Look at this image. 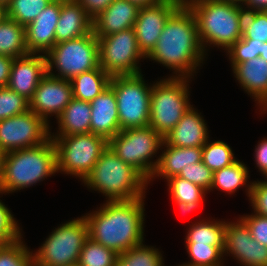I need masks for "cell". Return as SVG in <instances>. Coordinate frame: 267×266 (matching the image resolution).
<instances>
[{
  "label": "cell",
  "mask_w": 267,
  "mask_h": 266,
  "mask_svg": "<svg viewBox=\"0 0 267 266\" xmlns=\"http://www.w3.org/2000/svg\"><path fill=\"white\" fill-rule=\"evenodd\" d=\"M110 80L111 76L100 66L91 71L76 75L70 80L73 98L91 102L110 85Z\"/></svg>",
  "instance_id": "cell-26"
},
{
  "label": "cell",
  "mask_w": 267,
  "mask_h": 266,
  "mask_svg": "<svg viewBox=\"0 0 267 266\" xmlns=\"http://www.w3.org/2000/svg\"><path fill=\"white\" fill-rule=\"evenodd\" d=\"M60 12L61 0H53L25 27L26 48L29 53L47 54L53 48Z\"/></svg>",
  "instance_id": "cell-17"
},
{
  "label": "cell",
  "mask_w": 267,
  "mask_h": 266,
  "mask_svg": "<svg viewBox=\"0 0 267 266\" xmlns=\"http://www.w3.org/2000/svg\"><path fill=\"white\" fill-rule=\"evenodd\" d=\"M83 181L93 190L105 194L107 201L142 198L149 182L139 170L121 160L108 146Z\"/></svg>",
  "instance_id": "cell-3"
},
{
  "label": "cell",
  "mask_w": 267,
  "mask_h": 266,
  "mask_svg": "<svg viewBox=\"0 0 267 266\" xmlns=\"http://www.w3.org/2000/svg\"><path fill=\"white\" fill-rule=\"evenodd\" d=\"M214 1H224V2H235V3H240L242 2L243 0H214Z\"/></svg>",
  "instance_id": "cell-55"
},
{
  "label": "cell",
  "mask_w": 267,
  "mask_h": 266,
  "mask_svg": "<svg viewBox=\"0 0 267 266\" xmlns=\"http://www.w3.org/2000/svg\"><path fill=\"white\" fill-rule=\"evenodd\" d=\"M93 32V18L76 0H61V12L56 25V43L80 38Z\"/></svg>",
  "instance_id": "cell-21"
},
{
  "label": "cell",
  "mask_w": 267,
  "mask_h": 266,
  "mask_svg": "<svg viewBox=\"0 0 267 266\" xmlns=\"http://www.w3.org/2000/svg\"><path fill=\"white\" fill-rule=\"evenodd\" d=\"M191 262L183 266H222L224 246L186 244Z\"/></svg>",
  "instance_id": "cell-35"
},
{
  "label": "cell",
  "mask_w": 267,
  "mask_h": 266,
  "mask_svg": "<svg viewBox=\"0 0 267 266\" xmlns=\"http://www.w3.org/2000/svg\"><path fill=\"white\" fill-rule=\"evenodd\" d=\"M139 9L128 0H113L104 11L93 18L95 36L105 37L134 28Z\"/></svg>",
  "instance_id": "cell-20"
},
{
  "label": "cell",
  "mask_w": 267,
  "mask_h": 266,
  "mask_svg": "<svg viewBox=\"0 0 267 266\" xmlns=\"http://www.w3.org/2000/svg\"><path fill=\"white\" fill-rule=\"evenodd\" d=\"M99 41V65L111 77L140 74L137 60L146 58L138 47L134 28H129Z\"/></svg>",
  "instance_id": "cell-12"
},
{
  "label": "cell",
  "mask_w": 267,
  "mask_h": 266,
  "mask_svg": "<svg viewBox=\"0 0 267 266\" xmlns=\"http://www.w3.org/2000/svg\"><path fill=\"white\" fill-rule=\"evenodd\" d=\"M164 142L176 147H203L208 141L204 119L190 107L177 125L163 138Z\"/></svg>",
  "instance_id": "cell-22"
},
{
  "label": "cell",
  "mask_w": 267,
  "mask_h": 266,
  "mask_svg": "<svg viewBox=\"0 0 267 266\" xmlns=\"http://www.w3.org/2000/svg\"><path fill=\"white\" fill-rule=\"evenodd\" d=\"M204 52L194 14L188 6H180L167 20L153 50L146 56L189 78L203 61ZM194 69V70H193ZM182 73V74H181Z\"/></svg>",
  "instance_id": "cell-2"
},
{
  "label": "cell",
  "mask_w": 267,
  "mask_h": 266,
  "mask_svg": "<svg viewBox=\"0 0 267 266\" xmlns=\"http://www.w3.org/2000/svg\"><path fill=\"white\" fill-rule=\"evenodd\" d=\"M237 222L226 223L223 253H231L245 266H267V247L252 238L242 219Z\"/></svg>",
  "instance_id": "cell-16"
},
{
  "label": "cell",
  "mask_w": 267,
  "mask_h": 266,
  "mask_svg": "<svg viewBox=\"0 0 267 266\" xmlns=\"http://www.w3.org/2000/svg\"><path fill=\"white\" fill-rule=\"evenodd\" d=\"M242 27L243 39L267 42V11H246Z\"/></svg>",
  "instance_id": "cell-37"
},
{
  "label": "cell",
  "mask_w": 267,
  "mask_h": 266,
  "mask_svg": "<svg viewBox=\"0 0 267 266\" xmlns=\"http://www.w3.org/2000/svg\"><path fill=\"white\" fill-rule=\"evenodd\" d=\"M57 119L60 130L57 135L90 133V102L73 98Z\"/></svg>",
  "instance_id": "cell-25"
},
{
  "label": "cell",
  "mask_w": 267,
  "mask_h": 266,
  "mask_svg": "<svg viewBox=\"0 0 267 266\" xmlns=\"http://www.w3.org/2000/svg\"><path fill=\"white\" fill-rule=\"evenodd\" d=\"M203 221L189 228L186 244L224 246L226 222Z\"/></svg>",
  "instance_id": "cell-28"
},
{
  "label": "cell",
  "mask_w": 267,
  "mask_h": 266,
  "mask_svg": "<svg viewBox=\"0 0 267 266\" xmlns=\"http://www.w3.org/2000/svg\"><path fill=\"white\" fill-rule=\"evenodd\" d=\"M248 177L246 165L237 160L213 173L211 189L218 187L226 192L234 193L246 184Z\"/></svg>",
  "instance_id": "cell-29"
},
{
  "label": "cell",
  "mask_w": 267,
  "mask_h": 266,
  "mask_svg": "<svg viewBox=\"0 0 267 266\" xmlns=\"http://www.w3.org/2000/svg\"><path fill=\"white\" fill-rule=\"evenodd\" d=\"M248 187V196L250 197L254 212L267 217V181L253 182Z\"/></svg>",
  "instance_id": "cell-42"
},
{
  "label": "cell",
  "mask_w": 267,
  "mask_h": 266,
  "mask_svg": "<svg viewBox=\"0 0 267 266\" xmlns=\"http://www.w3.org/2000/svg\"><path fill=\"white\" fill-rule=\"evenodd\" d=\"M28 110V99L12 91L8 86L0 87V121Z\"/></svg>",
  "instance_id": "cell-38"
},
{
  "label": "cell",
  "mask_w": 267,
  "mask_h": 266,
  "mask_svg": "<svg viewBox=\"0 0 267 266\" xmlns=\"http://www.w3.org/2000/svg\"><path fill=\"white\" fill-rule=\"evenodd\" d=\"M45 56L48 74L71 80L76 75L100 66L99 41L94 32H91L80 38L55 43ZM53 65L60 75L51 72Z\"/></svg>",
  "instance_id": "cell-8"
},
{
  "label": "cell",
  "mask_w": 267,
  "mask_h": 266,
  "mask_svg": "<svg viewBox=\"0 0 267 266\" xmlns=\"http://www.w3.org/2000/svg\"><path fill=\"white\" fill-rule=\"evenodd\" d=\"M128 1L136 5L138 8H144V7L152 6L160 2L161 0H128Z\"/></svg>",
  "instance_id": "cell-49"
},
{
  "label": "cell",
  "mask_w": 267,
  "mask_h": 266,
  "mask_svg": "<svg viewBox=\"0 0 267 266\" xmlns=\"http://www.w3.org/2000/svg\"><path fill=\"white\" fill-rule=\"evenodd\" d=\"M143 75L112 76L120 130L149 126L150 96L152 87L144 83Z\"/></svg>",
  "instance_id": "cell-11"
},
{
  "label": "cell",
  "mask_w": 267,
  "mask_h": 266,
  "mask_svg": "<svg viewBox=\"0 0 267 266\" xmlns=\"http://www.w3.org/2000/svg\"><path fill=\"white\" fill-rule=\"evenodd\" d=\"M92 17L104 11L113 0H76Z\"/></svg>",
  "instance_id": "cell-44"
},
{
  "label": "cell",
  "mask_w": 267,
  "mask_h": 266,
  "mask_svg": "<svg viewBox=\"0 0 267 266\" xmlns=\"http://www.w3.org/2000/svg\"><path fill=\"white\" fill-rule=\"evenodd\" d=\"M53 0H11L5 9L6 17L27 26L34 21L38 14Z\"/></svg>",
  "instance_id": "cell-32"
},
{
  "label": "cell",
  "mask_w": 267,
  "mask_h": 266,
  "mask_svg": "<svg viewBox=\"0 0 267 266\" xmlns=\"http://www.w3.org/2000/svg\"><path fill=\"white\" fill-rule=\"evenodd\" d=\"M186 78L170 77L152 86L149 126L163 138L191 107Z\"/></svg>",
  "instance_id": "cell-6"
},
{
  "label": "cell",
  "mask_w": 267,
  "mask_h": 266,
  "mask_svg": "<svg viewBox=\"0 0 267 266\" xmlns=\"http://www.w3.org/2000/svg\"><path fill=\"white\" fill-rule=\"evenodd\" d=\"M11 3V0H0V5L6 9Z\"/></svg>",
  "instance_id": "cell-53"
},
{
  "label": "cell",
  "mask_w": 267,
  "mask_h": 266,
  "mask_svg": "<svg viewBox=\"0 0 267 266\" xmlns=\"http://www.w3.org/2000/svg\"><path fill=\"white\" fill-rule=\"evenodd\" d=\"M57 171L56 149L51 138L34 147L6 152L0 191L10 193L30 187Z\"/></svg>",
  "instance_id": "cell-5"
},
{
  "label": "cell",
  "mask_w": 267,
  "mask_h": 266,
  "mask_svg": "<svg viewBox=\"0 0 267 266\" xmlns=\"http://www.w3.org/2000/svg\"><path fill=\"white\" fill-rule=\"evenodd\" d=\"M259 57L267 61V42H264V49L263 52L259 55Z\"/></svg>",
  "instance_id": "cell-52"
},
{
  "label": "cell",
  "mask_w": 267,
  "mask_h": 266,
  "mask_svg": "<svg viewBox=\"0 0 267 266\" xmlns=\"http://www.w3.org/2000/svg\"><path fill=\"white\" fill-rule=\"evenodd\" d=\"M169 182V190L174 202H185L193 205V202H203L205 189L184 178L174 176L167 180Z\"/></svg>",
  "instance_id": "cell-34"
},
{
  "label": "cell",
  "mask_w": 267,
  "mask_h": 266,
  "mask_svg": "<svg viewBox=\"0 0 267 266\" xmlns=\"http://www.w3.org/2000/svg\"><path fill=\"white\" fill-rule=\"evenodd\" d=\"M0 266H35L34 256L21 242L0 245Z\"/></svg>",
  "instance_id": "cell-36"
},
{
  "label": "cell",
  "mask_w": 267,
  "mask_h": 266,
  "mask_svg": "<svg viewBox=\"0 0 267 266\" xmlns=\"http://www.w3.org/2000/svg\"><path fill=\"white\" fill-rule=\"evenodd\" d=\"M20 238L21 233L17 222L9 209L0 201V245L13 243Z\"/></svg>",
  "instance_id": "cell-40"
},
{
  "label": "cell",
  "mask_w": 267,
  "mask_h": 266,
  "mask_svg": "<svg viewBox=\"0 0 267 266\" xmlns=\"http://www.w3.org/2000/svg\"><path fill=\"white\" fill-rule=\"evenodd\" d=\"M118 254L88 238L80 252L77 266H116Z\"/></svg>",
  "instance_id": "cell-30"
},
{
  "label": "cell",
  "mask_w": 267,
  "mask_h": 266,
  "mask_svg": "<svg viewBox=\"0 0 267 266\" xmlns=\"http://www.w3.org/2000/svg\"><path fill=\"white\" fill-rule=\"evenodd\" d=\"M72 99L73 92L70 80L46 73L40 79L39 85L29 100V110L48 123V115L54 113L58 117Z\"/></svg>",
  "instance_id": "cell-14"
},
{
  "label": "cell",
  "mask_w": 267,
  "mask_h": 266,
  "mask_svg": "<svg viewBox=\"0 0 267 266\" xmlns=\"http://www.w3.org/2000/svg\"><path fill=\"white\" fill-rule=\"evenodd\" d=\"M6 16V10L0 5V21Z\"/></svg>",
  "instance_id": "cell-54"
},
{
  "label": "cell",
  "mask_w": 267,
  "mask_h": 266,
  "mask_svg": "<svg viewBox=\"0 0 267 266\" xmlns=\"http://www.w3.org/2000/svg\"><path fill=\"white\" fill-rule=\"evenodd\" d=\"M88 236L84 216L58 227L34 256L35 266H75Z\"/></svg>",
  "instance_id": "cell-10"
},
{
  "label": "cell",
  "mask_w": 267,
  "mask_h": 266,
  "mask_svg": "<svg viewBox=\"0 0 267 266\" xmlns=\"http://www.w3.org/2000/svg\"><path fill=\"white\" fill-rule=\"evenodd\" d=\"M213 173V171L200 161L198 163H192L191 166L187 168H183L178 176L208 191L211 190Z\"/></svg>",
  "instance_id": "cell-41"
},
{
  "label": "cell",
  "mask_w": 267,
  "mask_h": 266,
  "mask_svg": "<svg viewBox=\"0 0 267 266\" xmlns=\"http://www.w3.org/2000/svg\"><path fill=\"white\" fill-rule=\"evenodd\" d=\"M255 160L257 163V167L262 171L264 176L267 175V139H263L255 148Z\"/></svg>",
  "instance_id": "cell-45"
},
{
  "label": "cell",
  "mask_w": 267,
  "mask_h": 266,
  "mask_svg": "<svg viewBox=\"0 0 267 266\" xmlns=\"http://www.w3.org/2000/svg\"><path fill=\"white\" fill-rule=\"evenodd\" d=\"M47 73L46 56L29 53L13 58L8 87L30 100L39 85L40 79Z\"/></svg>",
  "instance_id": "cell-18"
},
{
  "label": "cell",
  "mask_w": 267,
  "mask_h": 266,
  "mask_svg": "<svg viewBox=\"0 0 267 266\" xmlns=\"http://www.w3.org/2000/svg\"><path fill=\"white\" fill-rule=\"evenodd\" d=\"M5 152L0 149V186H1V181L3 177V167H4V157H5Z\"/></svg>",
  "instance_id": "cell-50"
},
{
  "label": "cell",
  "mask_w": 267,
  "mask_h": 266,
  "mask_svg": "<svg viewBox=\"0 0 267 266\" xmlns=\"http://www.w3.org/2000/svg\"><path fill=\"white\" fill-rule=\"evenodd\" d=\"M162 255L157 249L142 244L126 250L117 257L116 266H163Z\"/></svg>",
  "instance_id": "cell-31"
},
{
  "label": "cell",
  "mask_w": 267,
  "mask_h": 266,
  "mask_svg": "<svg viewBox=\"0 0 267 266\" xmlns=\"http://www.w3.org/2000/svg\"><path fill=\"white\" fill-rule=\"evenodd\" d=\"M179 7L173 0H161L152 6L139 9L134 29L138 47L145 56L156 46L168 18Z\"/></svg>",
  "instance_id": "cell-15"
},
{
  "label": "cell",
  "mask_w": 267,
  "mask_h": 266,
  "mask_svg": "<svg viewBox=\"0 0 267 266\" xmlns=\"http://www.w3.org/2000/svg\"><path fill=\"white\" fill-rule=\"evenodd\" d=\"M50 135L49 124L31 110L0 121V149L5 153L43 144Z\"/></svg>",
  "instance_id": "cell-13"
},
{
  "label": "cell",
  "mask_w": 267,
  "mask_h": 266,
  "mask_svg": "<svg viewBox=\"0 0 267 266\" xmlns=\"http://www.w3.org/2000/svg\"><path fill=\"white\" fill-rule=\"evenodd\" d=\"M163 141L150 126L127 128L108 140V147L150 181L159 161L153 163L149 159L163 146Z\"/></svg>",
  "instance_id": "cell-9"
},
{
  "label": "cell",
  "mask_w": 267,
  "mask_h": 266,
  "mask_svg": "<svg viewBox=\"0 0 267 266\" xmlns=\"http://www.w3.org/2000/svg\"><path fill=\"white\" fill-rule=\"evenodd\" d=\"M246 4L249 10L245 11H267V0H243L241 4ZM251 8V9H250Z\"/></svg>",
  "instance_id": "cell-47"
},
{
  "label": "cell",
  "mask_w": 267,
  "mask_h": 266,
  "mask_svg": "<svg viewBox=\"0 0 267 266\" xmlns=\"http://www.w3.org/2000/svg\"><path fill=\"white\" fill-rule=\"evenodd\" d=\"M264 42L254 39H239L227 51L232 63H243L259 57L263 52Z\"/></svg>",
  "instance_id": "cell-39"
},
{
  "label": "cell",
  "mask_w": 267,
  "mask_h": 266,
  "mask_svg": "<svg viewBox=\"0 0 267 266\" xmlns=\"http://www.w3.org/2000/svg\"><path fill=\"white\" fill-rule=\"evenodd\" d=\"M188 7L195 16L203 50L206 43L228 50L242 38L243 17L246 11L240 3L198 0Z\"/></svg>",
  "instance_id": "cell-4"
},
{
  "label": "cell",
  "mask_w": 267,
  "mask_h": 266,
  "mask_svg": "<svg viewBox=\"0 0 267 266\" xmlns=\"http://www.w3.org/2000/svg\"><path fill=\"white\" fill-rule=\"evenodd\" d=\"M56 149L57 170L81 179L95 167L108 141L97 134L50 136Z\"/></svg>",
  "instance_id": "cell-7"
},
{
  "label": "cell",
  "mask_w": 267,
  "mask_h": 266,
  "mask_svg": "<svg viewBox=\"0 0 267 266\" xmlns=\"http://www.w3.org/2000/svg\"><path fill=\"white\" fill-rule=\"evenodd\" d=\"M162 145L167 149L157 159L159 162L153 176L160 175L168 180L178 176L183 168L202 161V147H176L168 145L164 141Z\"/></svg>",
  "instance_id": "cell-24"
},
{
  "label": "cell",
  "mask_w": 267,
  "mask_h": 266,
  "mask_svg": "<svg viewBox=\"0 0 267 266\" xmlns=\"http://www.w3.org/2000/svg\"><path fill=\"white\" fill-rule=\"evenodd\" d=\"M175 1L179 6H188L193 2H196L198 0H173Z\"/></svg>",
  "instance_id": "cell-51"
},
{
  "label": "cell",
  "mask_w": 267,
  "mask_h": 266,
  "mask_svg": "<svg viewBox=\"0 0 267 266\" xmlns=\"http://www.w3.org/2000/svg\"><path fill=\"white\" fill-rule=\"evenodd\" d=\"M12 62V57L0 54V87H5L9 83Z\"/></svg>",
  "instance_id": "cell-46"
},
{
  "label": "cell",
  "mask_w": 267,
  "mask_h": 266,
  "mask_svg": "<svg viewBox=\"0 0 267 266\" xmlns=\"http://www.w3.org/2000/svg\"><path fill=\"white\" fill-rule=\"evenodd\" d=\"M0 54L12 58L29 54L26 48L25 26L6 16L0 21Z\"/></svg>",
  "instance_id": "cell-27"
},
{
  "label": "cell",
  "mask_w": 267,
  "mask_h": 266,
  "mask_svg": "<svg viewBox=\"0 0 267 266\" xmlns=\"http://www.w3.org/2000/svg\"><path fill=\"white\" fill-rule=\"evenodd\" d=\"M90 106V133L100 135L108 141L121 131L116 95L110 86L97 95Z\"/></svg>",
  "instance_id": "cell-19"
},
{
  "label": "cell",
  "mask_w": 267,
  "mask_h": 266,
  "mask_svg": "<svg viewBox=\"0 0 267 266\" xmlns=\"http://www.w3.org/2000/svg\"><path fill=\"white\" fill-rule=\"evenodd\" d=\"M241 219L249 227L252 238L267 247V217L255 213Z\"/></svg>",
  "instance_id": "cell-43"
},
{
  "label": "cell",
  "mask_w": 267,
  "mask_h": 266,
  "mask_svg": "<svg viewBox=\"0 0 267 266\" xmlns=\"http://www.w3.org/2000/svg\"><path fill=\"white\" fill-rule=\"evenodd\" d=\"M143 197L128 201H107L100 210L84 216L88 236L117 254L143 242Z\"/></svg>",
  "instance_id": "cell-1"
},
{
  "label": "cell",
  "mask_w": 267,
  "mask_h": 266,
  "mask_svg": "<svg viewBox=\"0 0 267 266\" xmlns=\"http://www.w3.org/2000/svg\"><path fill=\"white\" fill-rule=\"evenodd\" d=\"M237 161L228 144L223 141H208L202 147V162L213 172Z\"/></svg>",
  "instance_id": "cell-33"
},
{
  "label": "cell",
  "mask_w": 267,
  "mask_h": 266,
  "mask_svg": "<svg viewBox=\"0 0 267 266\" xmlns=\"http://www.w3.org/2000/svg\"><path fill=\"white\" fill-rule=\"evenodd\" d=\"M235 77L243 88L267 110V61L257 57L243 63H232ZM266 107V109H265Z\"/></svg>",
  "instance_id": "cell-23"
},
{
  "label": "cell",
  "mask_w": 267,
  "mask_h": 266,
  "mask_svg": "<svg viewBox=\"0 0 267 266\" xmlns=\"http://www.w3.org/2000/svg\"><path fill=\"white\" fill-rule=\"evenodd\" d=\"M176 204L179 206L183 213H186L198 208V206L201 205V202H193V205H190V203L186 204L185 202H176Z\"/></svg>",
  "instance_id": "cell-48"
}]
</instances>
